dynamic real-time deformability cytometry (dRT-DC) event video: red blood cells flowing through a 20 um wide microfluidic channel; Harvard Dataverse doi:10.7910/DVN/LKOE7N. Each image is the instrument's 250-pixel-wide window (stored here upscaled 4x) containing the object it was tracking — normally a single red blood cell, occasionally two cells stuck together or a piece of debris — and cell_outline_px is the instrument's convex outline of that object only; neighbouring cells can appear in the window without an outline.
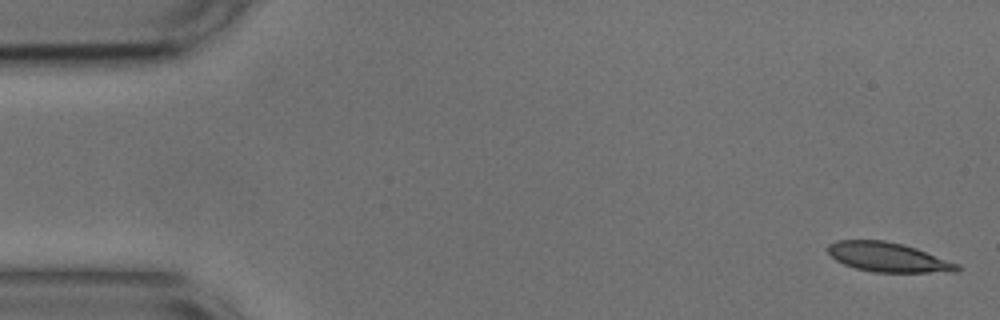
{"species": "common noctule bat (a hibernating species)", "species_latin": "Nyctalus noctula", "temperature_condition": "cold", "stored_images_in_passage": 5, "camera_frame_rate_fps": 3000, "um_per_image_px": 0.085, "animal": {"sex": "male", "body_mass_g": 17.9, "forearm_length_mm": 54.2}, "frame": {"image": 1, "passage_image": 1, "time_ms": 0.0, "image_size_px": [1000, 320], "cell_outline_px": [[960, 268], [956, 272], [872, 272], [856, 268], [844, 264], [836, 260], [828, 252], [828, 244], [836, 240], [884, 240], [904, 244], [916, 248], [960, 264]], "centroid_in_image_um": [75.5, 21.86], "position_along_channel_um": 9.5, "area_um2": 22.2}}